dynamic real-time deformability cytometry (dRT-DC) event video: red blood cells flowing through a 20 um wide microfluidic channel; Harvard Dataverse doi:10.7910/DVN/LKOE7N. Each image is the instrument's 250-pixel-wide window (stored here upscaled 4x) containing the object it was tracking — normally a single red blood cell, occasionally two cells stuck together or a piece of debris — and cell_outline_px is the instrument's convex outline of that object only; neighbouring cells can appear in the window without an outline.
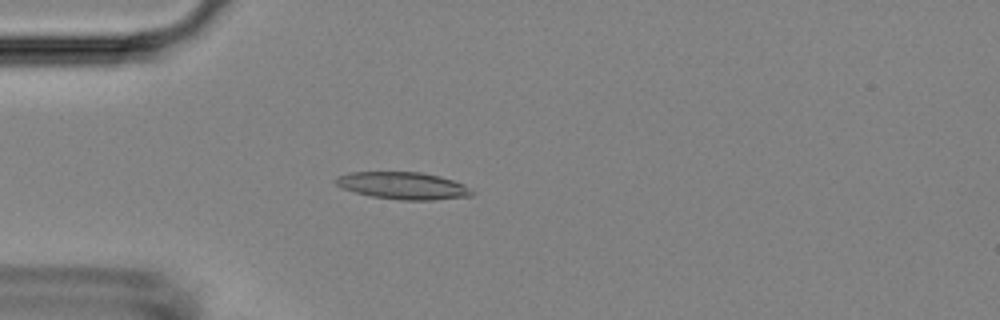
{"species": "Egyptian fruit bat (a non-hibernating species)", "species_latin": "Rousettus aegyptiacus", "temperature_condition": "room temperature", "stored_images_in_passage": 53, "camera_frame_rate_fps": 3000, "um_per_image_px": 0.085, "animal": {"sex": "female"}, "frame": {"image": 1, "passage_image": 15, "time_ms": 4.667, "image_size_px": [1000, 320], "cell_outline_px": [[476, 192], [472, 196], [432, 200], [400, 200], [372, 196], [356, 192], [344, 188], [336, 184], [332, 180], [336, 176], [348, 172], [420, 172], [440, 176], [464, 184]], "centroid_in_image_um": [34.27, 15.78], "position_along_channel_um": 50.7, "area_um2": 21.68}}
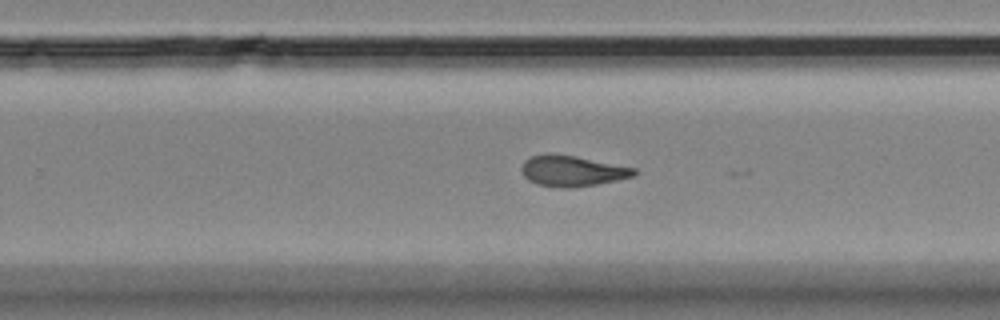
{"frame": {"image": 2, "passage_image": 34, "time_ms": 11.0, "image_size_px": [1000, 320], "cell_outline_px": [[636, 172], [632, 176], [616, 180], [576, 188], [560, 188], [536, 184], [528, 180], [524, 176], [520, 168], [524, 160], [532, 156], [548, 152], [576, 156], [636, 168]], "centroid_in_image_um": [48.58, 14.52], "position_along_channel_um": 281.2, "area_um2": 20.35}}
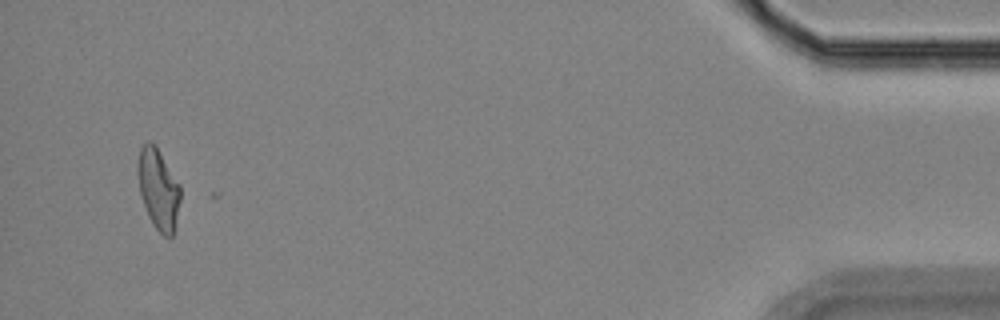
{"frame": {"image": 3, "passage_image": 51, "time_ms": 16.667, "image_size_px": [1000, 320], "cell_outline_px": [[180, 200], [172, 236], [164, 236], [156, 228], [148, 216], [140, 192], [136, 172], [136, 168], [140, 148], [148, 140], [152, 140], [156, 144], [180, 184]], "centroid_in_image_um": [13.44, 15.98], "position_along_channel_um": 421.8, "area_um2": 20.06}, "authors_computed_cell_mechanics": {"area_um2": 20.3456, "velocity_mm_per_s": 3.7973, "shape_relaxation_time_tau1_ms": 5.8163, "shape_relaxation_time_tau2_ms": 4.7908, "deformation_change_tau1": 0.1958, "deformation_change_tau2": 0.1483}}